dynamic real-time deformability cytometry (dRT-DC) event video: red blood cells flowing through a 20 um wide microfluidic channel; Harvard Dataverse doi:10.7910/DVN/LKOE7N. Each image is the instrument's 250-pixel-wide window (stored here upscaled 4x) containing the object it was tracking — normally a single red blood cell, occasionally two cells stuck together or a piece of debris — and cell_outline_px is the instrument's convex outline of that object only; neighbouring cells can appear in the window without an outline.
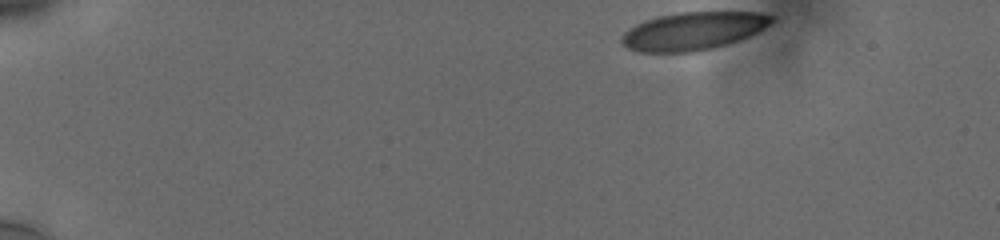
{"species": "human", "species_latin": "Homo sapiens", "temperature_condition": "cold", "stored_images_in_passage": 36, "camera_frame_rate_fps": 3000, "um_per_image_px": 0.085, "donor": {"sex": "male"}, "frame": {"image": 1, "passage_image": 1, "time_ms": 0.0, "image_size_px": [1000, 240], "cell_outline_px": [[776, 20], [764, 28], [740, 40], [728, 44], [696, 52], [636, 52], [628, 48], [620, 40], [620, 36], [628, 28], [644, 20], [656, 16], [680, 12], [760, 12], [776, 16]], "centroid_in_image_um": [58.92, 2.63], "position_along_channel_um": 26.1, "area_um2": 33.52}}
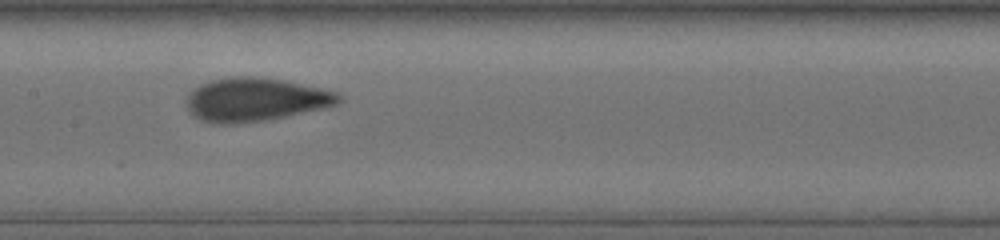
{"frame": {"image": 2, "passage_image": 18, "time_ms": 7.333, "image_size_px": [1000, 240], "cell_outline_px": [[344, 96], [336, 104], [324, 108], [264, 120], [236, 124], [220, 124], [200, 120], [188, 108], [188, 92], [200, 84], [212, 80], [240, 76], [256, 76], [284, 80], [320, 88], [336, 92]], "centroid_in_image_um": [21.71, 8.46], "position_along_channel_um": 185.7, "area_um2": 38.15}}
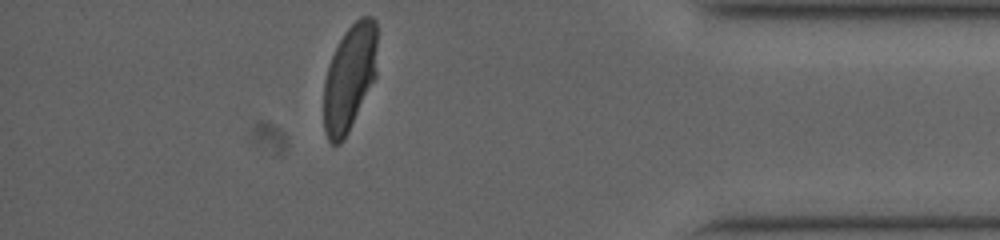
{"frame": {"image": 3, "passage_image": 32, "time_ms": 14.0, "image_size_px": [1000, 240], "cell_outline_px": [[376, 76], [344, 140], [340, 144], [332, 144], [328, 140], [324, 132], [324, 80], [328, 64], [344, 32], [360, 16], [372, 16], [376, 20]], "centroid_in_image_um": [29.7, 6.6], "position_along_channel_um": 405.5, "area_um2": 33.12}, "authors_computed_cell_mechanics": {"area_um2": 36.2695, "velocity_mm_per_s": 3.7376, "shape_relaxation_time_tau1_ms": 9.2853, "shape_relaxation_time_tau2_ms": null, "deformation_change_tau1": 0.2328, "deformation_change_tau2": null}}